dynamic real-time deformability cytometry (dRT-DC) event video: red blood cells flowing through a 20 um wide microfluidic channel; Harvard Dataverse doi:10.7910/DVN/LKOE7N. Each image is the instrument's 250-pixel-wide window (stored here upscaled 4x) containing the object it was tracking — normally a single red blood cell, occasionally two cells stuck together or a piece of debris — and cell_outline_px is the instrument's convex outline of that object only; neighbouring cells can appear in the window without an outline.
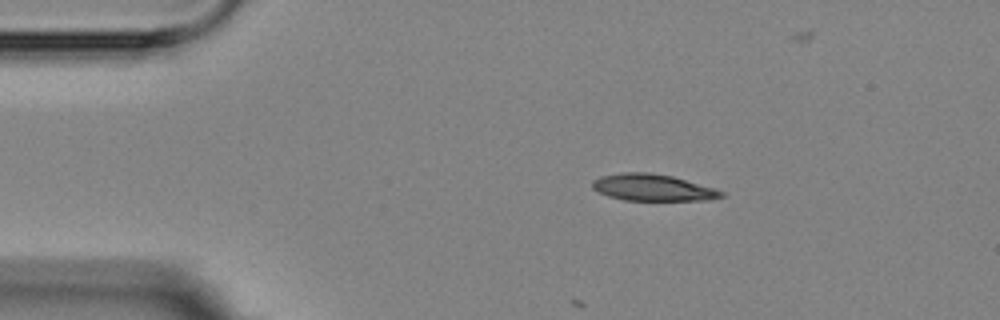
{"species": "Egyptian fruit bat (a non-hibernating species)", "species_latin": "Rousettus aegyptiacus", "temperature_condition": "room temperature", "stored_images_in_passage": 15, "camera_frame_rate_fps": 3000, "um_per_image_px": 0.085, "animal": {"sex": "female"}, "frame": {"image": 1, "passage_image": 2, "time_ms": 1.0, "image_size_px": [1000, 320], "cell_outline_px": [[724, 196], [712, 200], [624, 200], [608, 196], [592, 188], [592, 180], [600, 176], [620, 172], [648, 172], [672, 176], [716, 188], [724, 192]], "centroid_in_image_um": [55.49, 15.93], "position_along_channel_um": 29.5, "area_um2": 20.17}}
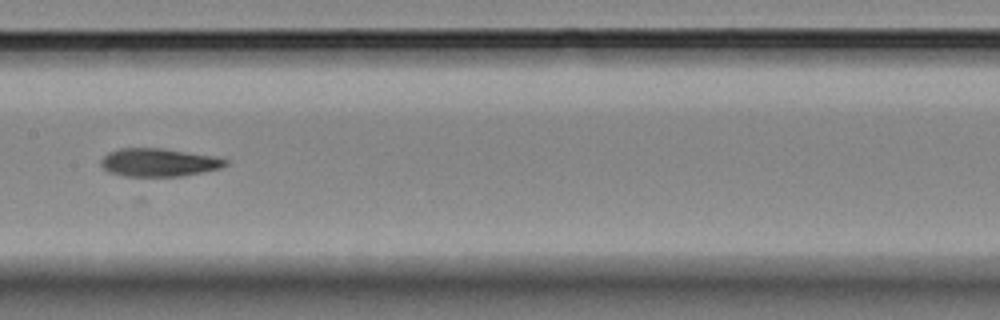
{"frame": {"image": 2, "passage_image": 7, "time_ms": 7.0, "image_size_px": [1000, 320], "cell_outline_px": [[228, 164], [220, 168], [204, 172], [180, 176], [124, 176], [108, 172], [100, 164], [100, 160], [108, 152], [120, 148], [164, 148], [220, 156], [228, 160]], "centroid_in_image_um": [13.54, 13.79], "position_along_channel_um": 193.9, "area_um2": 20.75}}
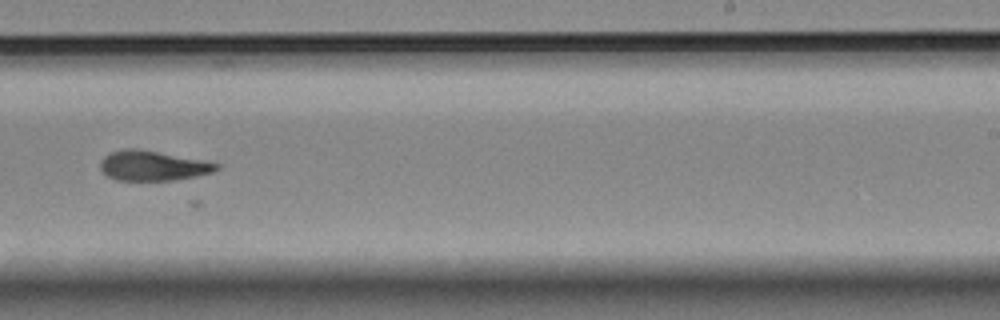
{"frame": {"image": 3, "passage_image": 9, "time_ms": 9.333, "image_size_px": [1000, 320], "cell_outline_px": [[220, 168], [212, 172], [196, 176], [176, 180], [116, 180], [108, 176], [100, 168], [100, 160], [104, 156], [112, 152], [124, 148], [136, 148], [208, 160], [220, 164]], "centroid_in_image_um": [13.03, 14.07], "position_along_channel_um": 276.0, "area_um2": 20.46}}